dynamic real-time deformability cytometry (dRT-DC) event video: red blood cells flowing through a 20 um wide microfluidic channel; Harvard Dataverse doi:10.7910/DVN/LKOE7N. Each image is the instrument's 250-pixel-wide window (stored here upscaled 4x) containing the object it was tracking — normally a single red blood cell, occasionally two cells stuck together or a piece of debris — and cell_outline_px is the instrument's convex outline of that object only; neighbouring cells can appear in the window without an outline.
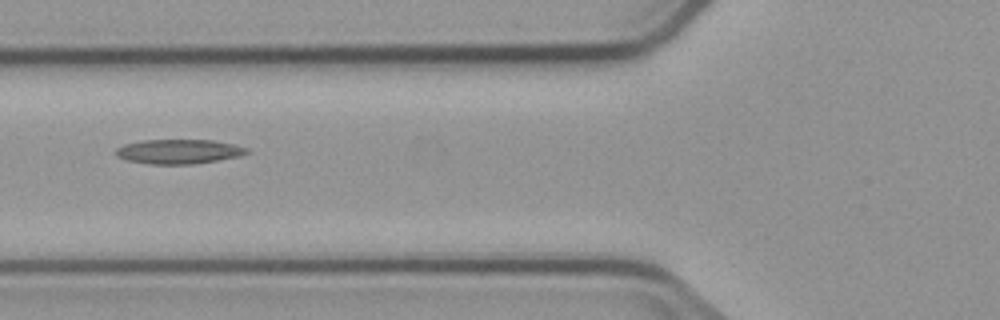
{"species": "common noctule bat (a hibernating species)", "species_latin": "Nyctalus noctula", "temperature_condition": "cold", "stored_images_in_passage": 4, "camera_frame_rate_fps": 3000, "um_per_image_px": 0.085, "animal": {"sex": "male", "body_mass_g": 23.1, "forearm_length_mm": 52.7}, "frame": {"image": 1, "passage_image": 2, "time_ms": 1.0, "image_size_px": [1000, 320], "cell_outline_px": [[248, 152], [240, 156], [192, 164], [148, 164], [128, 160], [116, 156], [116, 148], [124, 144], [144, 140], [212, 140], [232, 144], [248, 148]], "centroid_in_image_um": [15.17, 12.88], "position_along_channel_um": 110.6, "area_um2": 18.5}}
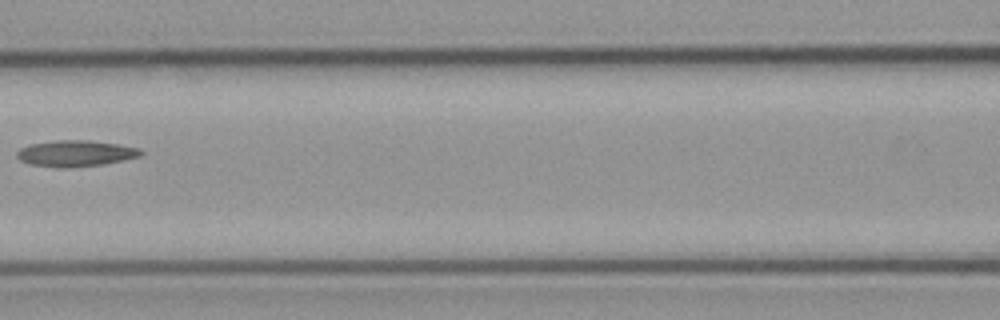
{"frame": {"image": 2, "passage_image": 3, "time_ms": 2.333, "image_size_px": [1000, 320], "cell_outline_px": [[144, 152], [140, 156], [100, 164], [68, 168], [56, 168], [32, 164], [20, 160], [16, 156], [16, 152], [20, 148], [32, 144], [56, 140], [88, 140], [116, 144], [140, 148]], "centroid_in_image_um": [6.39, 13.04], "position_along_channel_um": 160.2, "area_um2": 18.67}}
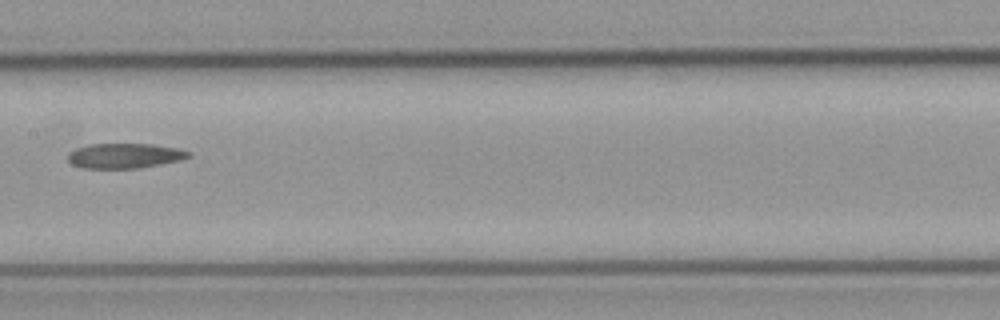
{"frame": {"image": 3, "passage_image": 4, "time_ms": 3.333, "image_size_px": [1000, 320], "cell_outline_px": [[192, 156], [180, 160], [160, 164], [136, 168], [80, 168], [72, 164], [68, 160], [68, 152], [76, 148], [88, 144], [152, 144], [176, 148], [188, 152]], "centroid_in_image_um": [10.54, 13.24], "position_along_channel_um": 196.9, "area_um2": 17.46}}